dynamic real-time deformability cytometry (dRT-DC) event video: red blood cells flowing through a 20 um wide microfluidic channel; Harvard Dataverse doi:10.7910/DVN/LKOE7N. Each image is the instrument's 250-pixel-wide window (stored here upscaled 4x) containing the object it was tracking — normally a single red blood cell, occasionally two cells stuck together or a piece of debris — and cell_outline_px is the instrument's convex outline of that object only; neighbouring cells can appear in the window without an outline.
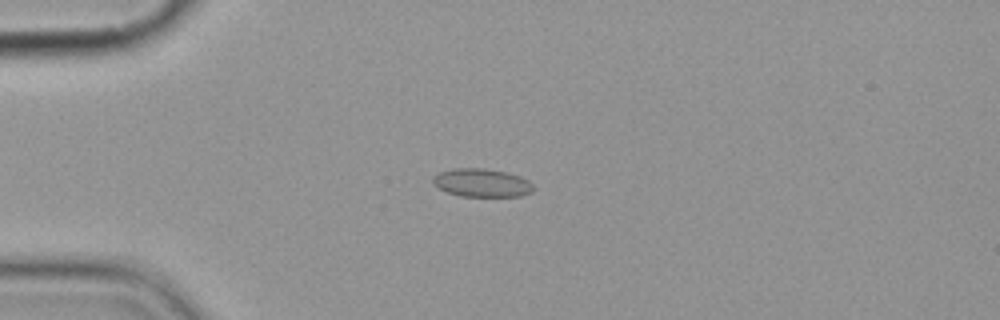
{"species": "common noctule bat (a hibernating species)", "species_latin": "Nyctalus noctula", "temperature_condition": "cold", "stored_images_in_passage": 6, "camera_frame_rate_fps": 3000, "um_per_image_px": 0.085, "animal": {"sex": "female", "body_mass_g": 19.9}, "frame": {"image": 1, "passage_image": 4, "time_ms": 3.667, "image_size_px": [1000, 320], "cell_outline_px": [[536, 188], [532, 192], [520, 196], [460, 196], [448, 192], [440, 188], [432, 180], [432, 176], [440, 172], [452, 168], [484, 168], [504, 172], [520, 176], [528, 180]], "centroid_in_image_um": [40.98, 15.53], "position_along_channel_um": 44.0, "area_um2": 16.47}}
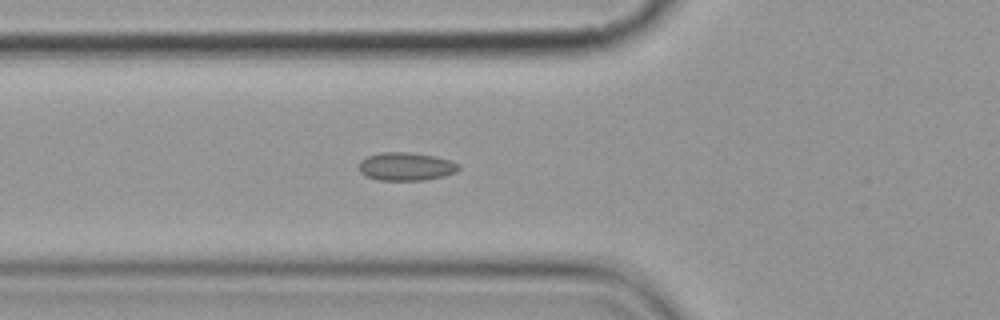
{"frame": {"image": 2, "passage_image": 6, "time_ms": 5.667, "image_size_px": [1000, 320], "cell_outline_px": [[460, 168], [456, 172], [444, 176], [424, 180], [376, 180], [360, 172], [360, 160], [368, 156], [380, 152], [408, 152], [436, 156], [448, 160], [456, 164]], "centroid_in_image_um": [34.5, 14.15], "position_along_channel_um": 91.3, "area_um2": 16.24}}